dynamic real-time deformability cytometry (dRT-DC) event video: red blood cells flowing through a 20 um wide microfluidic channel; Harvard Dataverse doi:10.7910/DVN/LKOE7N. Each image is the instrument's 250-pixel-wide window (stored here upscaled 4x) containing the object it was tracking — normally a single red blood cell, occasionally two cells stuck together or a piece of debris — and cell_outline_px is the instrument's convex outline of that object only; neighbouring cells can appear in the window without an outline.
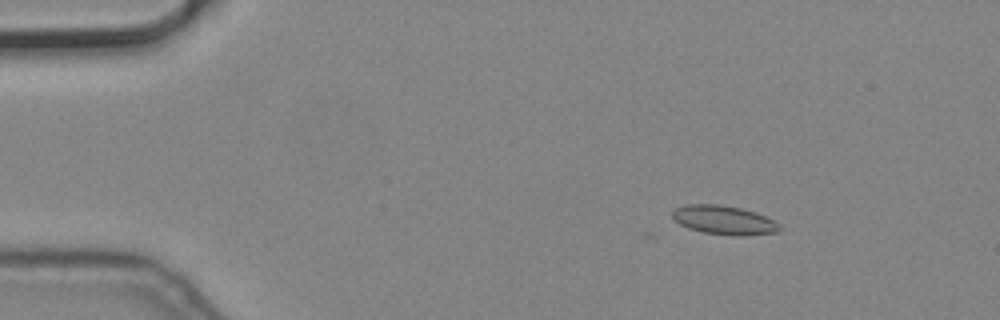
{"species": "common noctule bat (a hibernating species)", "species_latin": "Nyctalus noctula", "temperature_condition": "cold", "stored_images_in_passage": 5, "camera_frame_rate_fps": 3000, "um_per_image_px": 0.085, "animal": {"sex": "male", "body_mass_g": 19.2, "forearm_length_mm": 51.8}, "frame": {"image": 1, "passage_image": 2, "time_ms": 0.333, "image_size_px": [1000, 320], "cell_outline_px": [[780, 228], [776, 232], [740, 236], [736, 236], [704, 232], [688, 228], [680, 224], [672, 216], [672, 212], [676, 208], [688, 204], [716, 204], [740, 208], [764, 216], [780, 224]], "centroid_in_image_um": [61.51, 18.71], "position_along_channel_um": 23.5, "area_um2": 17.69}}